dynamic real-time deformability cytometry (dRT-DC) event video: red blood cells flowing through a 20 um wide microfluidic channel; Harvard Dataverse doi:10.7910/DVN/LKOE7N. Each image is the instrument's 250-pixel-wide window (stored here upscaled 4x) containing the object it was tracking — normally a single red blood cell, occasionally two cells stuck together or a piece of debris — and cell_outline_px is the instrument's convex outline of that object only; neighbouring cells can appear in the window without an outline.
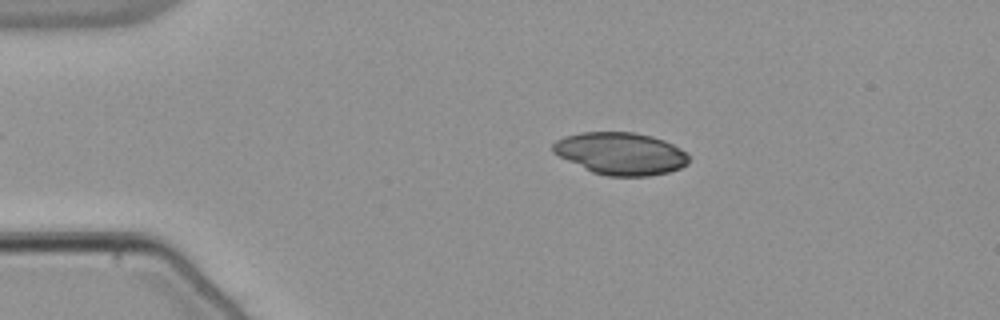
{"species": "common noctule bat (a hibernating species)", "species_latin": "Nyctalus noctula", "temperature_condition": "warm", "stored_images_in_passage": 53, "camera_frame_rate_fps": 3000, "um_per_image_px": 0.085, "animal": {"sex": "male", "body_mass_g": 21.5, "forearm_length_mm": 52.0}, "frame": {"image": 1, "passage_image": 10, "time_ms": 3.0, "image_size_px": [1000, 320], "cell_outline_px": [[688, 164], [680, 168], [668, 172], [648, 176], [608, 176], [592, 172], [552, 152], [552, 144], [556, 140], [564, 136], [580, 132], [636, 132], [652, 136], [664, 140], [688, 152]], "centroid_in_image_um": [52.77, 13.04], "position_along_channel_um": 32.2, "area_um2": 33.52}}
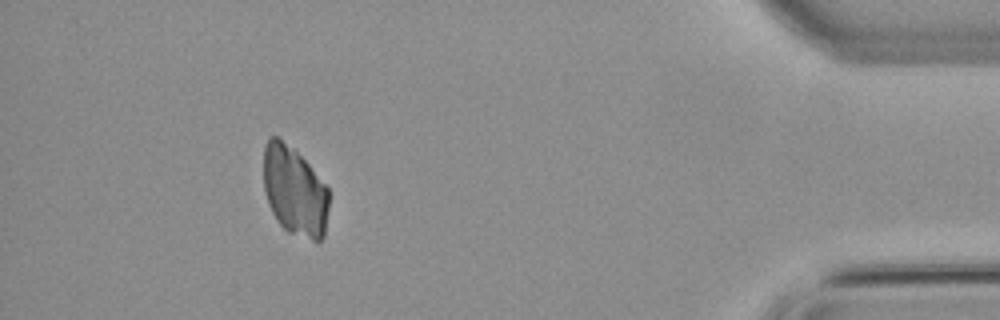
{"frame": {"image": 2, "passage_image": 48, "time_ms": 15.667, "image_size_px": [1000, 320], "cell_outline_px": [[328, 208], [324, 236], [316, 244], [288, 232], [276, 220], [268, 204], [264, 188], [264, 148], [268, 140], [272, 136], [276, 136], [292, 148], [308, 164], [328, 188]], "centroid_in_image_um": [25.04, 16.31], "position_along_channel_um": 410.2, "area_um2": 33.99}}